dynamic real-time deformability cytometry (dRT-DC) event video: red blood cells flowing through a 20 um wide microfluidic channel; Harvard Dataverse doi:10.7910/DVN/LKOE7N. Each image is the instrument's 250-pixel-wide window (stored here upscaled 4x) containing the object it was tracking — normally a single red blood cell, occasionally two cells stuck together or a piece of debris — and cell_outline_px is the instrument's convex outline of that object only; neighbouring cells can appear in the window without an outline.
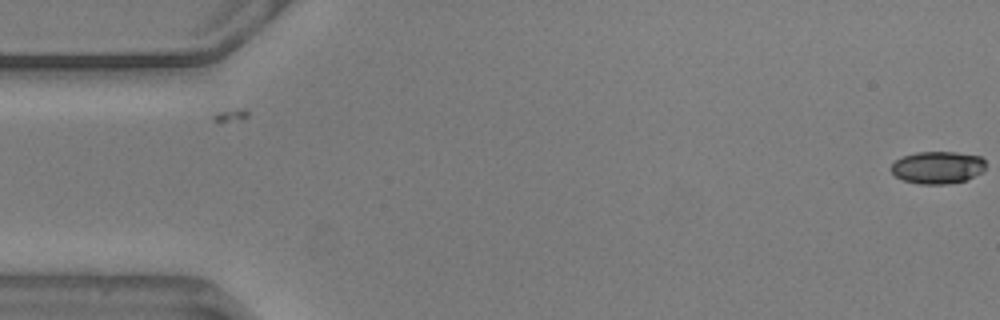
{"species": "common noctule bat (a hibernating species)", "species_latin": "Nyctalus noctula", "temperature_condition": "warm", "stored_images_in_passage": 3, "camera_frame_rate_fps": 3000, "um_per_image_px": 0.085, "animal": {"sex": "male", "body_mass_g": 20.5, "forearm_length_mm": 52.5}, "frame": {"image": 1, "passage_image": 3, "time_ms": 0.667, "image_size_px": [1000, 320], "cell_outline_px": [[984, 172], [964, 180], [948, 184], [920, 184], [904, 180], [896, 176], [892, 172], [892, 164], [896, 160], [904, 156], [916, 152], [956, 152], [980, 156], [984, 160]], "centroid_in_image_um": [79.71, 14.23], "position_along_channel_um": 5.3, "area_um2": 17.69}}